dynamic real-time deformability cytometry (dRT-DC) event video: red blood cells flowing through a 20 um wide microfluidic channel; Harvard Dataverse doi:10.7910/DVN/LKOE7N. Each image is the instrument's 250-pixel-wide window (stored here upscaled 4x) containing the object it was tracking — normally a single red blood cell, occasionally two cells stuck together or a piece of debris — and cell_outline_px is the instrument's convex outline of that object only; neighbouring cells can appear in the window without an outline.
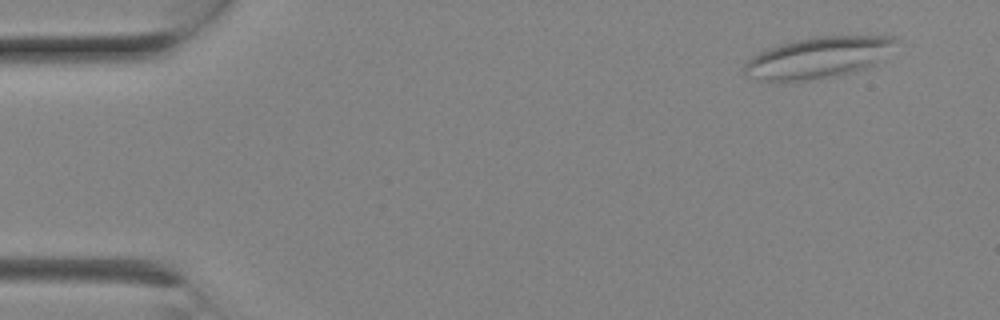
{"species": "Egyptian fruit bat (a non-hibernating species)", "species_latin": "Rousettus aegyptiacus", "temperature_condition": "room temperature", "stored_images_in_passage": 8, "camera_frame_rate_fps": 3000, "um_per_image_px": 0.085, "animal": {"sex": "female"}, "frame": {"image": 1, "passage_image": 1, "time_ms": 0.0, "image_size_px": [1000, 320], "cell_outline_px": [[900, 40], [872, 64], [864, 68], [840, 76], [804, 80], [760, 80], [744, 72], [744, 64], [752, 56], [768, 48], [816, 36], [896, 36]], "centroid_in_image_um": [69.55, 4.88], "position_along_channel_um": 15.4, "area_um2": 35.37}}
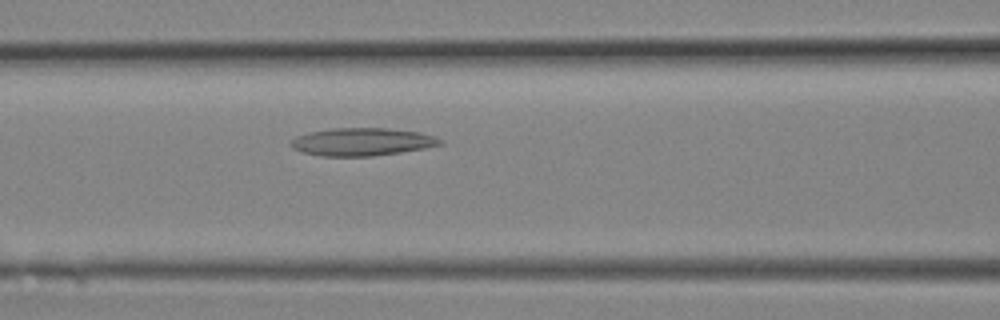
{"frame": {"image": 2, "passage_image": 8, "time_ms": 2.333, "image_size_px": [1000, 320], "cell_outline_px": [[444, 144], [424, 148], [400, 152], [372, 156], [320, 156], [300, 152], [292, 148], [288, 144], [296, 136], [308, 132], [332, 128], [388, 128], [420, 132], [436, 136], [444, 140]], "centroid_in_image_um": [30.77, 12.05], "position_along_channel_um": 135.8, "area_um2": 24.45}}